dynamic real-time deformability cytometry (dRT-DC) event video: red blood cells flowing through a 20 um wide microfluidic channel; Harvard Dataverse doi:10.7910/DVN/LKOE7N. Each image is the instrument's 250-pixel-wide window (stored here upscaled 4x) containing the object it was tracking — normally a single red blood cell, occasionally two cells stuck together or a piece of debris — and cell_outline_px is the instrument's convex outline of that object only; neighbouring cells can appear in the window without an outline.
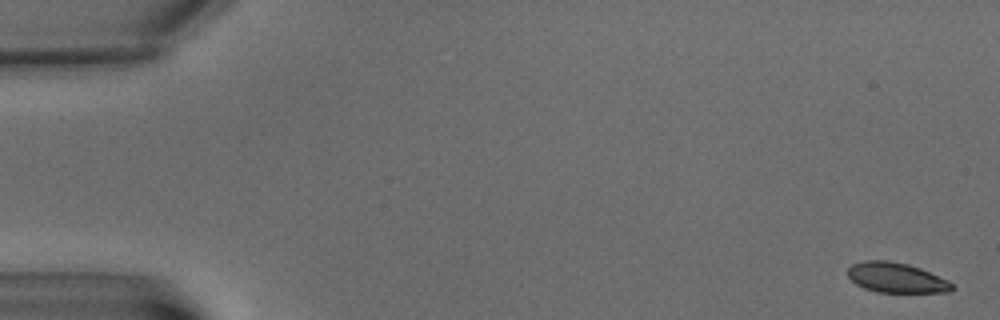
{"species": "common noctule bat (a hibernating species)", "species_latin": "Nyctalus noctula", "temperature_condition": "warm", "stored_images_in_passage": 7, "camera_frame_rate_fps": 3000, "um_per_image_px": 0.085, "animal": {"sex": "male", "body_mass_g": 15.6}, "frame": {"image": 1, "passage_image": 1, "time_ms": 0.0, "image_size_px": [1000, 320], "cell_outline_px": [[956, 288], [952, 292], [876, 292], [864, 288], [856, 284], [848, 276], [848, 268], [852, 264], [864, 260], [888, 260], [908, 264], [920, 268], [948, 280]], "centroid_in_image_um": [76.19, 23.6], "position_along_channel_um": 8.8, "area_um2": 18.32}}
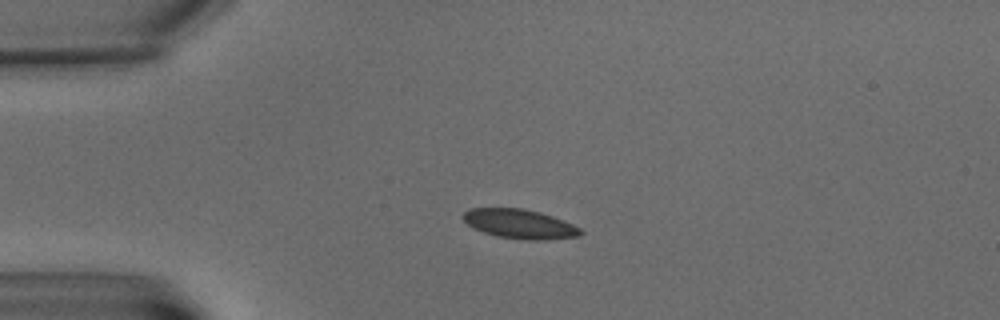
{"frame": {"image": 2, "passage_image": 5, "time_ms": 5.333, "image_size_px": [1000, 320], "cell_outline_px": [[584, 232], [580, 236], [544, 240], [528, 240], [496, 236], [472, 228], [460, 216], [468, 208], [524, 208], [540, 212], [552, 216], [572, 224], [580, 228]], "centroid_in_image_um": [44.15, 19.03], "position_along_channel_um": 40.8, "area_um2": 20.17}}